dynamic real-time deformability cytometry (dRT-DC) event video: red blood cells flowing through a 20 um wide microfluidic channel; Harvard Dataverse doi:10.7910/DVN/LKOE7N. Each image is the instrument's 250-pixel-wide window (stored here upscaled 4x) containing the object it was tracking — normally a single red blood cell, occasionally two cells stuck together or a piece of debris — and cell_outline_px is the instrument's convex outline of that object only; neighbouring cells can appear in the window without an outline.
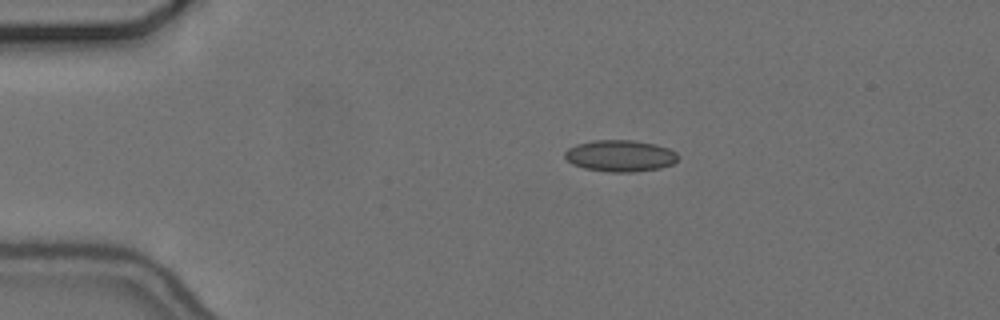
{"species": "common noctule bat (a hibernating species)", "species_latin": "Nyctalus noctula", "temperature_condition": "cold", "stored_images_in_passage": 46, "camera_frame_rate_fps": 3000, "um_per_image_px": 0.085, "animal": {"sex": "female", "body_mass_g": 24.6, "forearm_length_mm": 56.2}, "frame": {"image": 1, "passage_image": 1, "time_ms": 0.0, "image_size_px": [1000, 320], "cell_outline_px": [[680, 156], [672, 164], [660, 168], [636, 172], [608, 172], [584, 168], [572, 164], [564, 156], [564, 152], [568, 148], [576, 144], [592, 140], [632, 140], [656, 144], [668, 148], [676, 152]], "centroid_in_image_um": [52.71, 13.24], "position_along_channel_um": 32.3, "area_um2": 20.98}}
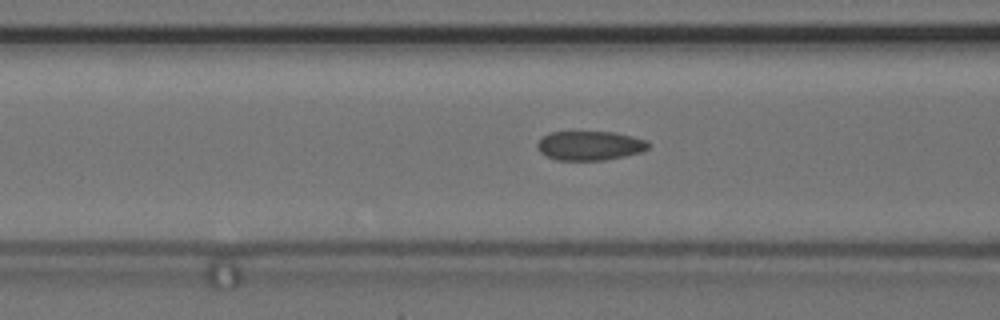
{"frame": {"image": 2, "passage_image": 12, "time_ms": 3.667, "image_size_px": [1000, 320], "cell_outline_px": [[652, 144], [644, 152], [604, 160], [556, 160], [544, 156], [536, 148], [536, 144], [544, 136], [552, 132], [612, 132], [632, 136], [648, 140]], "centroid_in_image_um": [50.16, 12.39], "position_along_channel_um": 116.4, "area_um2": 19.13}}
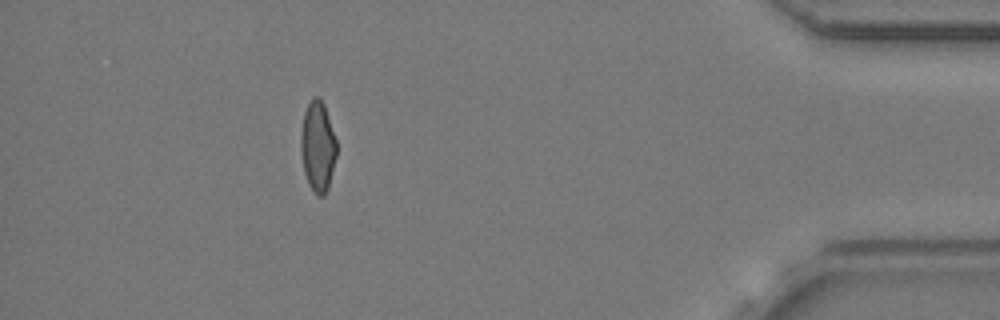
{"frame": {"image": 3, "passage_image": 40, "time_ms": 13.0, "image_size_px": [1000, 320], "cell_outline_px": [[336, 156], [328, 188], [324, 196], [316, 196], [308, 184], [304, 172], [300, 152], [300, 132], [304, 112], [312, 96], [320, 96], [324, 104], [336, 140]], "centroid_in_image_um": [26.99, 12.44], "position_along_channel_um": 408.2, "area_um2": 19.07}, "authors_computed_cell_mechanics": {"area_um2": 19.2763, "velocity_mm_per_s": 3.681, "shape_relaxation_time_tau1_ms": 8.798, "shape_relaxation_time_tau2_ms": 1.4612, "deformation_change_tau1": 0.1493, "deformation_change_tau2": 0.0749}}